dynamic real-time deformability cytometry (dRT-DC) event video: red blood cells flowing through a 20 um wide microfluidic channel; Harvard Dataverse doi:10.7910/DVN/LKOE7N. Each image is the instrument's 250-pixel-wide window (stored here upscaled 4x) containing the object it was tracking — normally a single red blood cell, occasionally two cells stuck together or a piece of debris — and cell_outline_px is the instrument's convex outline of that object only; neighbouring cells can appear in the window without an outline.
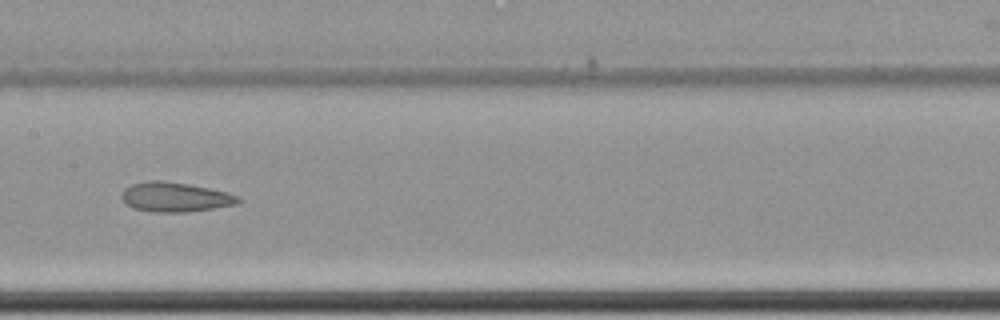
{"species": "common noctule bat (a hibernating species)", "species_latin": "Nyctalus noctula", "temperature_condition": "cold", "stored_images_in_passage": 11, "camera_frame_rate_fps": 3000, "um_per_image_px": 0.085, "animal": {"sex": "female", "body_mass_g": 22.7, "forearm_length_mm": 54.2}, "frame": {"image": 1, "passage_image": 10, "time_ms": 3.0, "image_size_px": [1000, 320], "cell_outline_px": [[240, 200], [236, 204], [212, 208], [184, 212], [152, 212], [136, 208], [124, 204], [120, 196], [124, 188], [132, 184], [148, 180], [160, 180], [188, 184], [228, 192], [240, 196]], "centroid_in_image_um": [14.85, 16.74], "position_along_channel_um": 192.6, "area_um2": 20.06}}
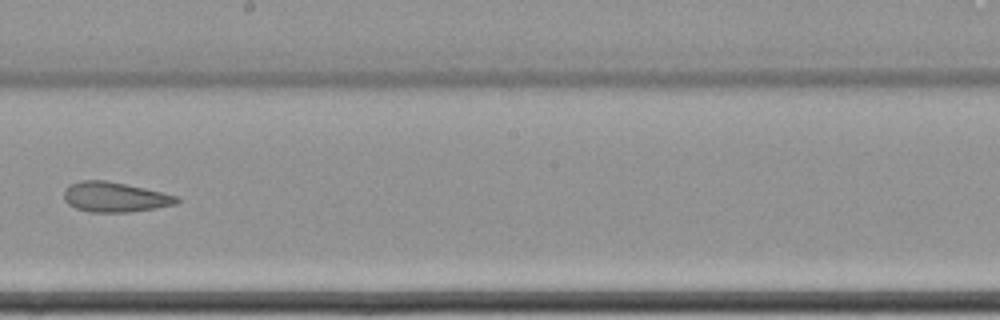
{"frame": {"image": 2, "passage_image": 11, "time_ms": 3.333, "image_size_px": [1000, 320], "cell_outline_px": [[180, 200], [176, 204], [156, 208], [132, 212], [88, 212], [76, 208], [68, 204], [64, 200], [64, 188], [68, 184], [80, 180], [104, 180], [144, 188], [180, 196]], "centroid_in_image_um": [9.75, 16.75], "position_along_channel_um": 238.5, "area_um2": 19.88}}